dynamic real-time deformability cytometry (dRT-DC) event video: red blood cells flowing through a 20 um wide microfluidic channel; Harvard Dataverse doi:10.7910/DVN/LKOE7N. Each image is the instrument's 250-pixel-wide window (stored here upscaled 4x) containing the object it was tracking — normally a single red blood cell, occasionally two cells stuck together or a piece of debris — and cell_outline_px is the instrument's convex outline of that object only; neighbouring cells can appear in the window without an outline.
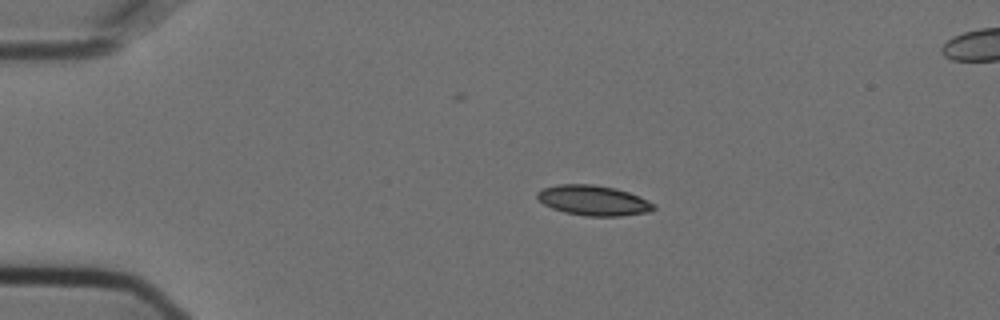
{"species": "Egyptian fruit bat (a non-hibernating species)", "species_latin": "Rousettus aegyptiacus", "temperature_condition": "cold", "stored_images_in_passage": 4, "camera_frame_rate_fps": 3000, "um_per_image_px": 0.085, "animal": {"sex": "female"}, "frame": {"image": 1, "passage_image": 1, "time_ms": 0.0, "image_size_px": [1000, 320], "cell_outline_px": [[656, 208], [652, 212], [620, 216], [588, 216], [564, 212], [552, 208], [544, 204], [536, 196], [536, 192], [544, 188], [556, 184], [592, 184], [616, 188], [640, 196], [656, 204]], "centroid_in_image_um": [50.48, 17.03], "position_along_channel_um": 34.5, "area_um2": 20.63}}